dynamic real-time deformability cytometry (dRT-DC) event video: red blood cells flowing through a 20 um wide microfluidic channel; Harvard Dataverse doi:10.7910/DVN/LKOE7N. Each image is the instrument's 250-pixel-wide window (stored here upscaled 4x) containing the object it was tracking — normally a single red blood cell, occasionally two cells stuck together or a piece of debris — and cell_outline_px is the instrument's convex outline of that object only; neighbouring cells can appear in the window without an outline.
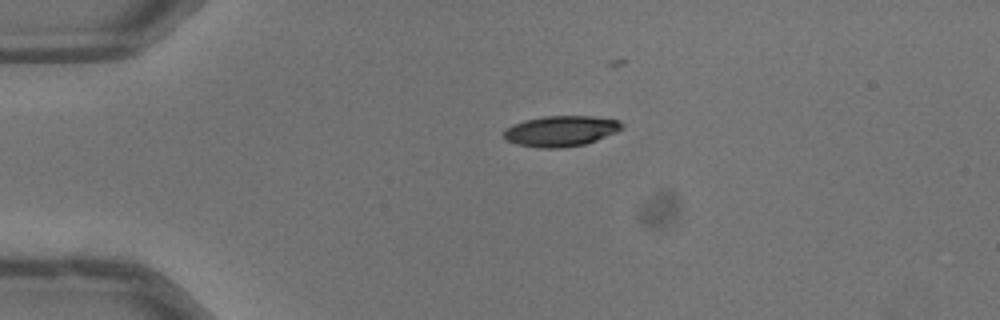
{"species": "common noctule bat (a hibernating species)", "species_latin": "Nyctalus noctula", "temperature_condition": "warm", "stored_images_in_passage": 20, "camera_frame_rate_fps": 3000, "um_per_image_px": 0.085, "animal": {"sex": "male", "body_mass_g": 13.3}, "frame": {"image": 1, "passage_image": 1, "time_ms": 0.0, "image_size_px": [1000, 320], "cell_outline_px": [[624, 128], [616, 132], [596, 140], [584, 144], [560, 148], [536, 148], [516, 144], [504, 140], [504, 132], [512, 124], [524, 120], [544, 116], [592, 116], [620, 120], [624, 124]], "centroid_in_image_um": [47.67, 11.14], "position_along_channel_um": 37.3, "area_um2": 21.21}}
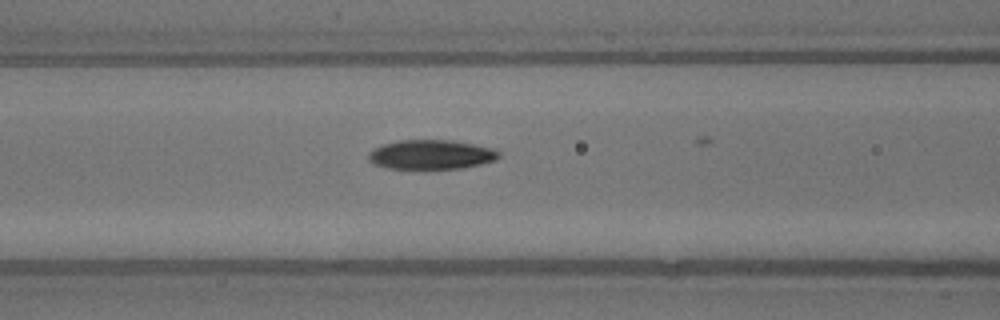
{"frame": {"image": 2, "passage_image": 11, "time_ms": 3.333, "image_size_px": [1000, 320], "cell_outline_px": [[500, 156], [496, 160], [464, 168], [388, 168], [372, 164], [368, 160], [368, 152], [372, 148], [384, 144], [400, 140], [452, 140], [496, 148], [500, 152]], "centroid_in_image_um": [36.66, 13.13], "position_along_channel_um": 129.9, "area_um2": 22.48}}
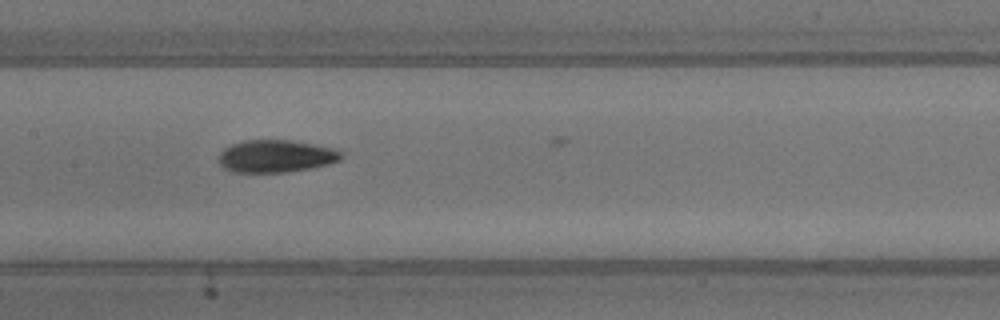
{"frame": {"image": 3, "passage_image": 15, "time_ms": 4.667, "image_size_px": [1000, 320], "cell_outline_px": [[344, 156], [340, 160], [328, 164], [308, 168], [284, 172], [232, 172], [224, 168], [220, 164], [220, 152], [224, 148], [232, 144], [244, 140], [292, 140], [340, 148]], "centroid_in_image_um": [23.51, 13.26], "position_along_channel_um": 183.9, "area_um2": 23.35}}